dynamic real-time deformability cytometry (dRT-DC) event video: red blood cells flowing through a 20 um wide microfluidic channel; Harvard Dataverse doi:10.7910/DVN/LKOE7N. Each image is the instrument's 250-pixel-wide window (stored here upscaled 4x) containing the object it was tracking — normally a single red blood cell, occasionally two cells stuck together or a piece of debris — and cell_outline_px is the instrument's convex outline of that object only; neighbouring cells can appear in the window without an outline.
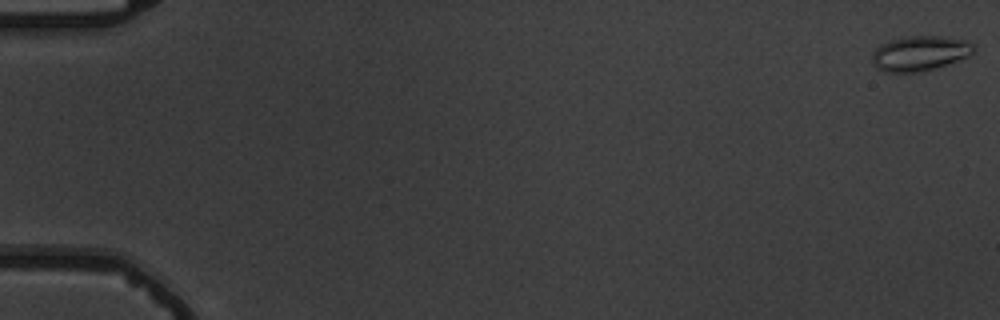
{"species": "common noctule bat (a hibernating species)", "species_latin": "Nyctalus noctula", "temperature_condition": "warm", "stored_images_in_passage": 5, "camera_frame_rate_fps": 3000, "um_per_image_px": 0.085, "animal": {"sex": "male", "body_mass_g": 19.5, "forearm_length_mm": 54.6}, "frame": {"image": 1, "passage_image": 1, "time_ms": 0.0, "image_size_px": [1000, 320], "cell_outline_px": [[976, 52], [968, 56], [932, 68], [916, 72], [888, 72], [876, 68], [872, 60], [872, 52], [880, 44], [892, 40], [908, 36], [940, 36], [968, 40], [976, 44]], "centroid_in_image_um": [78.21, 4.51], "position_along_channel_um": 6.8, "area_um2": 20.58}}
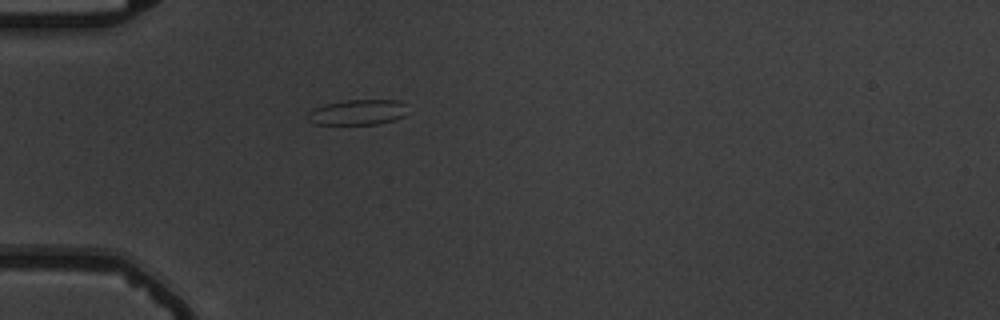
{"frame": {"image": 2, "passage_image": 5, "time_ms": 5.667, "image_size_px": [1000, 320], "cell_outline_px": [[404, 116], [392, 120], [376, 124], [312, 124], [308, 120], [308, 112], [312, 108], [324, 104], [348, 100], [400, 100], [404, 104]], "centroid_in_image_um": [30.33, 9.54], "position_along_channel_um": 54.7, "area_um2": 14.62}}